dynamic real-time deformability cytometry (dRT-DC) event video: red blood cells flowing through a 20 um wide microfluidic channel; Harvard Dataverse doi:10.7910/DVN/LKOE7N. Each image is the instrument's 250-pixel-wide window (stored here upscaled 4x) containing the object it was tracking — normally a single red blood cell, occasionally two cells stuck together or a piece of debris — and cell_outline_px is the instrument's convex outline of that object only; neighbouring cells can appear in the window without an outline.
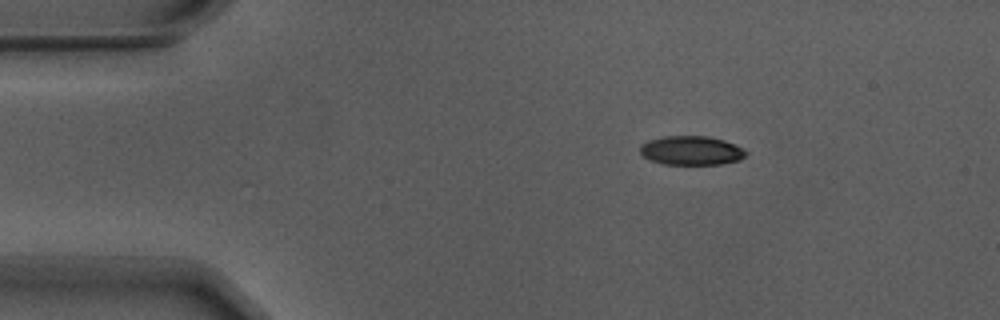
{"species": "Egyptian fruit bat (a non-hibernating species)", "species_latin": "Rousettus aegyptiacus", "temperature_condition": "warm", "stored_images_in_passage": 47, "camera_frame_rate_fps": 3000, "um_per_image_px": 0.085, "animal": {"sex": "male"}, "frame": {"image": 1, "passage_image": 1, "time_ms": 0.0, "image_size_px": [1000, 320], "cell_outline_px": [[748, 152], [740, 160], [720, 164], [664, 164], [652, 160], [644, 156], [640, 152], [640, 144], [648, 140], [664, 136], [708, 136], [724, 140]], "centroid_in_image_um": [58.74, 12.79], "position_along_channel_um": 26.3, "area_um2": 17.74}}
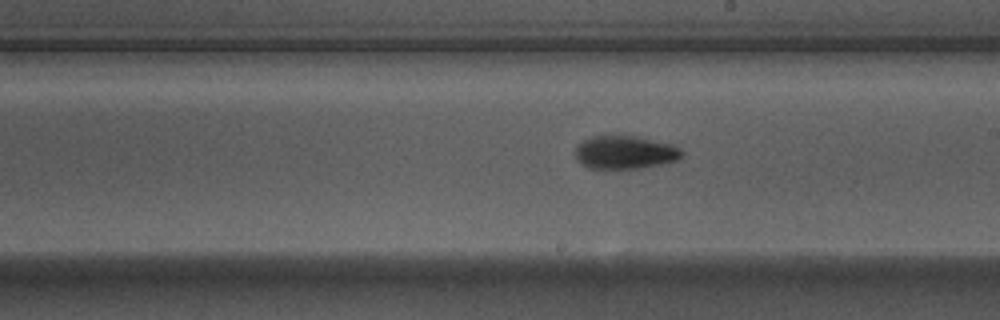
{"frame": {"image": 2, "passage_image": 23, "time_ms": 7.333, "image_size_px": [1000, 320], "cell_outline_px": [[684, 152], [676, 160], [660, 164], [640, 168], [588, 168], [580, 164], [576, 160], [576, 148], [584, 140], [592, 136], [636, 136], [672, 144], [680, 148]], "centroid_in_image_um": [53.11, 12.95], "position_along_channel_um": 235.9, "area_um2": 20.4}}
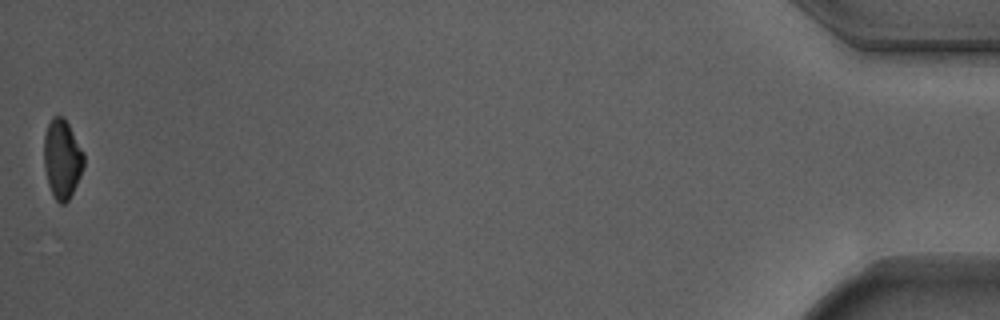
{"frame": {"image": 3, "passage_image": 47, "time_ms": 15.333, "image_size_px": [1000, 320], "cell_outline_px": [[84, 164], [80, 176], [68, 200], [64, 204], [60, 204], [52, 196], [48, 184], [44, 168], [44, 136], [48, 124], [52, 116], [64, 116], [84, 152]], "centroid_in_image_um": [5.27, 13.5], "position_along_channel_um": 429.9, "area_um2": 18.44}, "authors_computed_cell_mechanics": {"area_um2": 19.8832, "velocity_mm_per_s": 3.719, "shape_relaxation_time_tau1_ms": 4.8637, "shape_relaxation_time_tau2_ms": 4.2751, "deformation_change_tau1": 0.1524, "deformation_change_tau2": 0.1041}}